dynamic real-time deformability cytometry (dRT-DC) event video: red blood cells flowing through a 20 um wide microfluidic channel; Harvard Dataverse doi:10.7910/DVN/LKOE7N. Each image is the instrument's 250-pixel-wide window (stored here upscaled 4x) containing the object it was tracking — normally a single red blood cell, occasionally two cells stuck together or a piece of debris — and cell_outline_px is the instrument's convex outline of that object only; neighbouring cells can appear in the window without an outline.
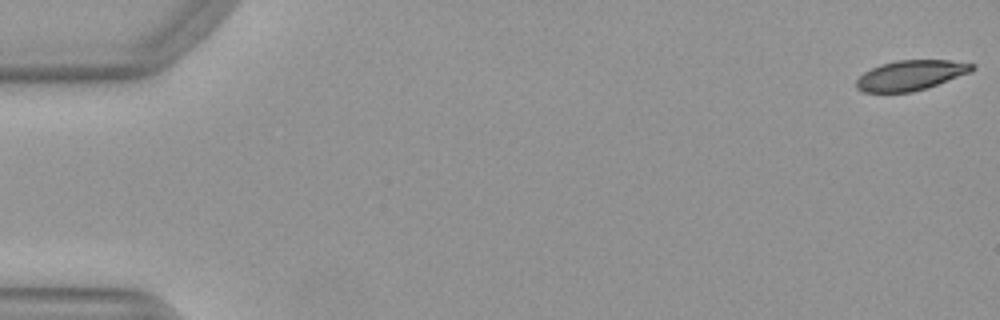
{"species": "Egyptian fruit bat (a non-hibernating species)", "species_latin": "Rousettus aegyptiacus", "temperature_condition": "warm", "stored_images_in_passage": 12, "camera_frame_rate_fps": 3000, "um_per_image_px": 0.085, "animal": {"sex": "female"}, "frame": {"image": 1, "passage_image": 1, "time_ms": 0.0, "image_size_px": [1000, 320], "cell_outline_px": [[976, 68], [972, 72], [928, 88], [912, 92], [864, 92], [856, 88], [856, 80], [864, 72], [880, 64], [896, 60], [948, 60], [976, 64]], "centroid_in_image_um": [77.45, 6.4], "position_along_channel_um": 7.6, "area_um2": 20.46}}